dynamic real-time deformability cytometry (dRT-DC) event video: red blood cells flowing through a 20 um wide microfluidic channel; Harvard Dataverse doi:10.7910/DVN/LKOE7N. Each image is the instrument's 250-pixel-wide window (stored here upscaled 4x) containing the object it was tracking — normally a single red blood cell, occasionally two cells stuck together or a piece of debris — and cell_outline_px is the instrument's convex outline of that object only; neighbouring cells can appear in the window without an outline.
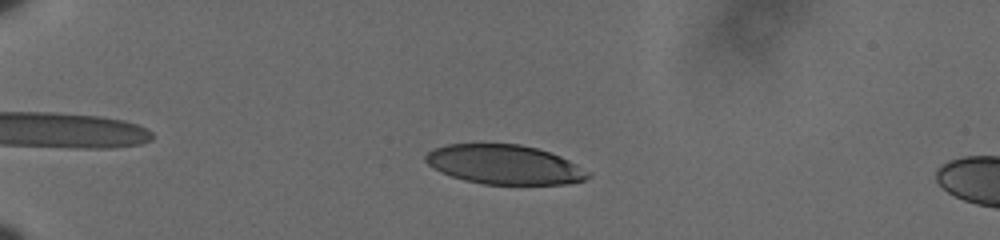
{"species": "human", "species_latin": "Homo sapiens", "temperature_condition": "cold", "stored_images_in_passage": 46, "camera_frame_rate_fps": 3000, "um_per_image_px": 0.085, "donor": {"sex": "male"}, "frame": {"image": 1, "passage_image": 10, "time_ms": 3.0, "image_size_px": [1000, 240], "cell_outline_px": [[592, 176], [584, 180], [564, 184], [484, 184], [464, 180], [440, 172], [428, 164], [424, 160], [424, 156], [432, 148], [448, 144], [520, 144], [536, 148], [560, 156], [592, 172]], "centroid_in_image_um": [42.87, 13.99], "position_along_channel_um": 42.1, "area_um2": 37.28}}
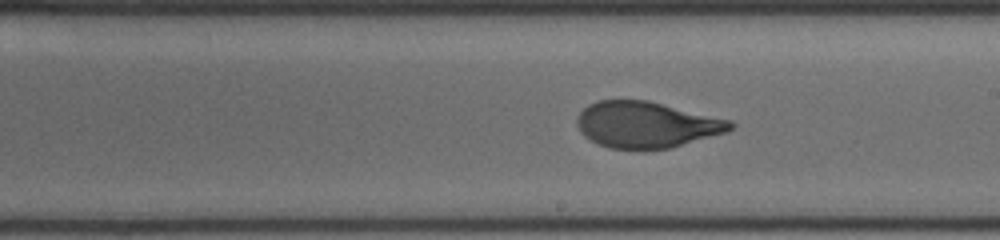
{"frame": {"image": 2, "passage_image": 31, "time_ms": 10.0, "image_size_px": [1000, 240], "cell_outline_px": [[736, 124], [732, 128], [724, 132], [668, 148], [644, 152], [608, 148], [596, 144], [584, 136], [580, 132], [576, 124], [576, 120], [580, 112], [588, 104], [600, 100], [648, 100], [732, 120]], "centroid_in_image_um": [54.89, 10.62], "position_along_channel_um": 234.1, "area_um2": 41.79}}
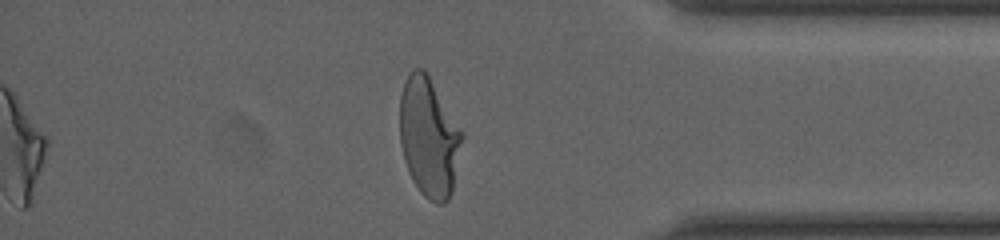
{"frame": {"image": 3, "passage_image": 46, "time_ms": 15.0, "image_size_px": [1000, 240], "cell_outline_px": [[464, 136], [452, 192], [448, 200], [444, 204], [436, 204], [428, 200], [420, 192], [412, 180], [408, 172], [404, 160], [400, 144], [400, 96], [404, 80], [408, 72], [412, 68], [424, 68], [464, 132]], "centroid_in_image_um": [36.46, 11.66], "position_along_channel_um": 398.7, "area_um2": 43.99}, "authors_computed_cell_mechanics": {"area_um2": 41.7027, "velocity_mm_per_s": 3.604, "shape_relaxation_time_tau1_ms": 3.9128, "shape_relaxation_time_tau2_ms": null, "deformation_change_tau1": 0.212, "deformation_change_tau2": null}}